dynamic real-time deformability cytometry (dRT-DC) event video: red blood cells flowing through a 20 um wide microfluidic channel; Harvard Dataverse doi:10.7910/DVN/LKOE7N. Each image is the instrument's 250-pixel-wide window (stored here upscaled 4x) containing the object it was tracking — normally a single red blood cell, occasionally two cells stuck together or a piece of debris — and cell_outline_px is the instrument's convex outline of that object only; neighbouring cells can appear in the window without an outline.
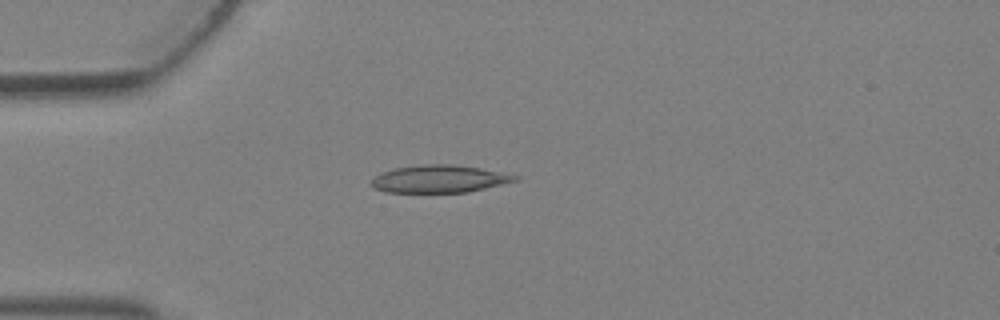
{"species": "Egyptian fruit bat (a non-hibernating species)", "species_latin": "Rousettus aegyptiacus", "temperature_condition": "warm", "stored_images_in_passage": 3, "camera_frame_rate_fps": 3000, "um_per_image_px": 0.085, "animal": {"sex": "female"}, "frame": {"image": 1, "passage_image": 3, "time_ms": 0.667, "image_size_px": [1000, 320], "cell_outline_px": [[520, 176], [516, 180], [468, 192], [384, 192], [372, 188], [368, 184], [380, 172], [396, 168], [424, 164], [452, 164], [480, 168]], "centroid_in_image_um": [37.26, 15.21], "position_along_channel_um": 47.7, "area_um2": 22.89}}